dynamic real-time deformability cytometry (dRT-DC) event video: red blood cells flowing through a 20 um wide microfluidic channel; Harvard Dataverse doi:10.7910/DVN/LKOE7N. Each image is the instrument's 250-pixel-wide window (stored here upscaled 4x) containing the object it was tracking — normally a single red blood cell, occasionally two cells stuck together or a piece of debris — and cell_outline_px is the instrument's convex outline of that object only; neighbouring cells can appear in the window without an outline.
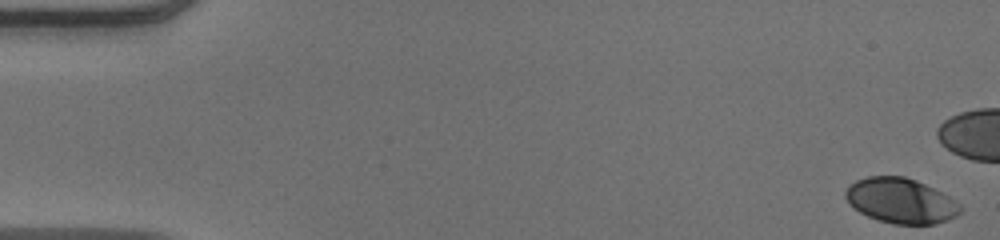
{"species": "human", "species_latin": "Homo sapiens", "temperature_condition": "warm", "stored_images_in_passage": 43, "camera_frame_rate_fps": 3000, "um_per_image_px": 0.085, "donor": {"sex": "male"}, "frame": {"image": 1, "passage_image": 1, "time_ms": 0.0, "image_size_px": [1000, 240], "cell_outline_px": [[964, 208], [956, 216], [948, 220], [936, 224], [892, 224], [868, 216], [860, 212], [844, 196], [844, 192], [848, 184], [856, 180], [868, 176], [904, 176], [916, 180], [948, 196], [960, 204]], "centroid_in_image_um": [76.57, 17.06], "position_along_channel_um": 8.4, "area_um2": 30.06}}
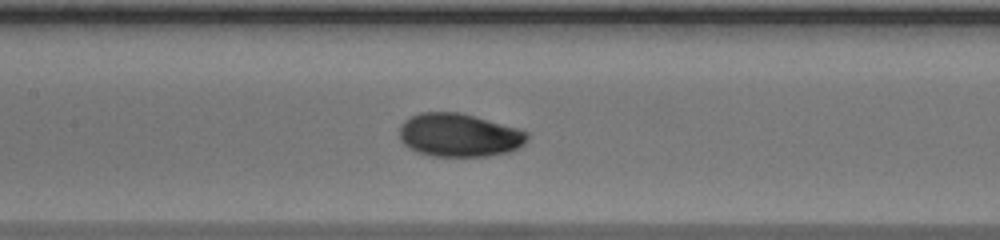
{"frame": {"image": 2, "passage_image": 25, "time_ms": 8.0, "image_size_px": [1000, 240], "cell_outline_px": [[528, 140], [524, 144], [508, 152], [488, 156], [432, 156], [416, 152], [408, 148], [400, 140], [400, 124], [404, 120], [420, 112], [460, 112], [520, 128], [528, 132]], "centroid_in_image_um": [39.02, 11.48], "position_along_channel_um": 168.4, "area_um2": 32.54}}
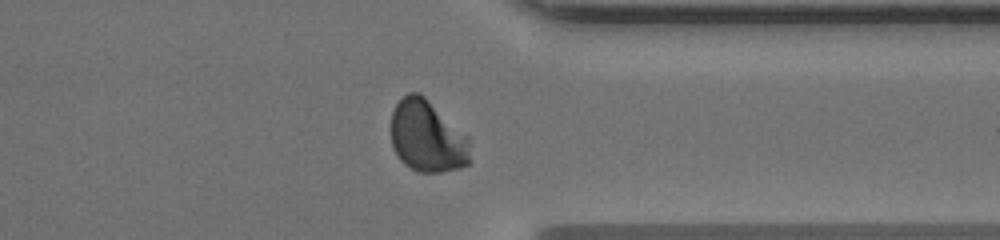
{"frame": {"image": 3, "passage_image": 41, "time_ms": 13.333, "image_size_px": [1000, 240], "cell_outline_px": [[472, 160], [468, 164], [460, 168], [440, 172], [416, 172], [404, 164], [400, 160], [392, 148], [392, 112], [396, 104], [408, 92], [420, 92], [468, 136]], "centroid_in_image_um": [36.33, 11.62], "position_along_channel_um": 375.1, "area_um2": 33.41}}